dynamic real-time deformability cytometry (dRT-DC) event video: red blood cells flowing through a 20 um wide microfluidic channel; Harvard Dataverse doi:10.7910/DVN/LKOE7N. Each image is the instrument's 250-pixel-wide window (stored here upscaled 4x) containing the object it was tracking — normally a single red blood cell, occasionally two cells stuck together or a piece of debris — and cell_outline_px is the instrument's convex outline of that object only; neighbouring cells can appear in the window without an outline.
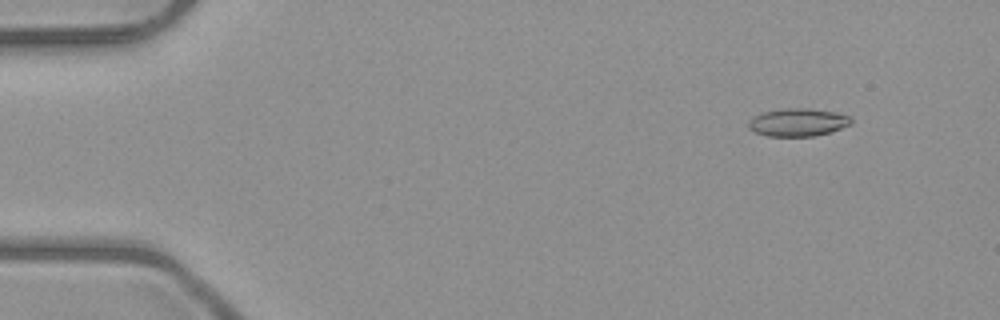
{"species": "common noctule bat (a hibernating species)", "species_latin": "Nyctalus noctula", "temperature_condition": "room temperature", "stored_images_in_passage": 4, "camera_frame_rate_fps": 3000, "um_per_image_px": 0.085, "animal": {"sex": "male", "body_mass_g": 23.1, "forearm_length_mm": 52.7}, "frame": {"image": 1, "passage_image": 2, "time_ms": 1.333, "image_size_px": [1000, 320], "cell_outline_px": [[852, 124], [828, 132], [812, 136], [768, 136], [756, 132], [748, 128], [748, 120], [752, 116], [760, 112], [780, 108], [808, 108], [832, 112], [848, 116], [852, 120]], "centroid_in_image_um": [67.74, 10.38], "position_along_channel_um": 17.3, "area_um2": 16.65}}